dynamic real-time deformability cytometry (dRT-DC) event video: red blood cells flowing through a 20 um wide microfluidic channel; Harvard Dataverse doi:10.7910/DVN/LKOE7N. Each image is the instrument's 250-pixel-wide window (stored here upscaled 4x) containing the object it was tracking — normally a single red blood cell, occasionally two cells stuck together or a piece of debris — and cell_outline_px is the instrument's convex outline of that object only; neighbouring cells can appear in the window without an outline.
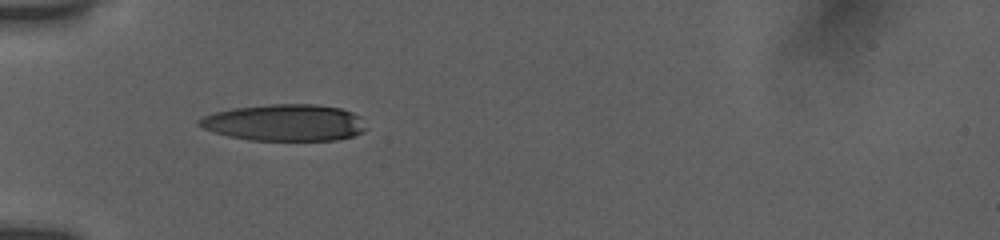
{"species": "human", "species_latin": "Homo sapiens", "temperature_condition": "room temperature", "stored_images_in_passage": 6, "camera_frame_rate_fps": 3000, "um_per_image_px": 0.085, "donor": {"sex": "female"}, "frame": {"image": 1, "passage_image": 2, "time_ms": 1.0, "image_size_px": [1000, 240], "cell_outline_px": [[368, 128], [364, 132], [352, 136], [336, 140], [248, 140], [228, 136], [212, 132], [196, 124], [196, 120], [212, 112], [232, 108], [268, 104], [316, 104], [340, 108], [352, 112], [360, 116]], "centroid_in_image_um": [24.18, 10.42], "position_along_channel_um": 60.8, "area_um2": 36.07}}
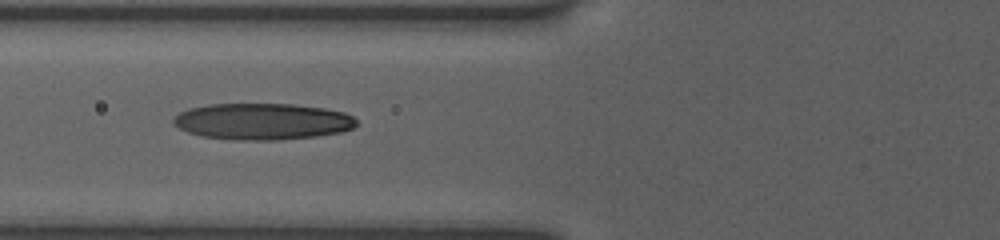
{"frame": {"image": 2, "passage_image": 4, "time_ms": 2.333, "image_size_px": [1000, 240], "cell_outline_px": [[356, 124], [352, 128], [340, 132], [316, 136], [276, 140], [236, 140], [200, 136], [188, 132], [180, 128], [172, 120], [180, 112], [188, 108], [208, 104], [292, 104], [324, 108], [344, 112], [352, 116], [356, 120]], "centroid_in_image_um": [22.29, 10.32], "position_along_channel_um": 103.5, "area_um2": 38.78}}
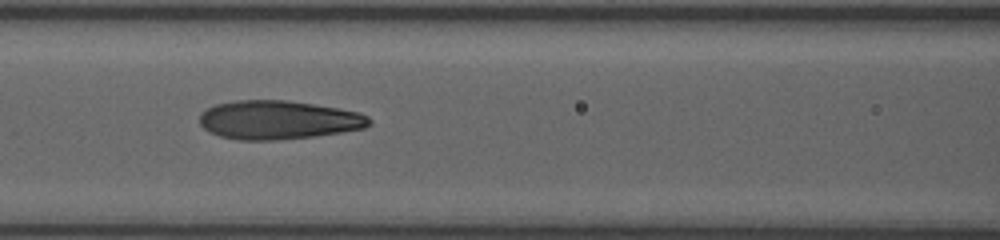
{"frame": {"image": 3, "passage_image": 5, "time_ms": 3.333, "image_size_px": [1000, 240], "cell_outline_px": [[372, 124], [364, 128], [340, 132], [312, 136], [276, 140], [240, 140], [220, 136], [204, 128], [200, 124], [200, 112], [216, 104], [236, 100], [288, 100], [360, 112], [368, 116], [372, 120]], "centroid_in_image_um": [23.66, 10.19], "position_along_channel_um": 142.9, "area_um2": 38.15}}